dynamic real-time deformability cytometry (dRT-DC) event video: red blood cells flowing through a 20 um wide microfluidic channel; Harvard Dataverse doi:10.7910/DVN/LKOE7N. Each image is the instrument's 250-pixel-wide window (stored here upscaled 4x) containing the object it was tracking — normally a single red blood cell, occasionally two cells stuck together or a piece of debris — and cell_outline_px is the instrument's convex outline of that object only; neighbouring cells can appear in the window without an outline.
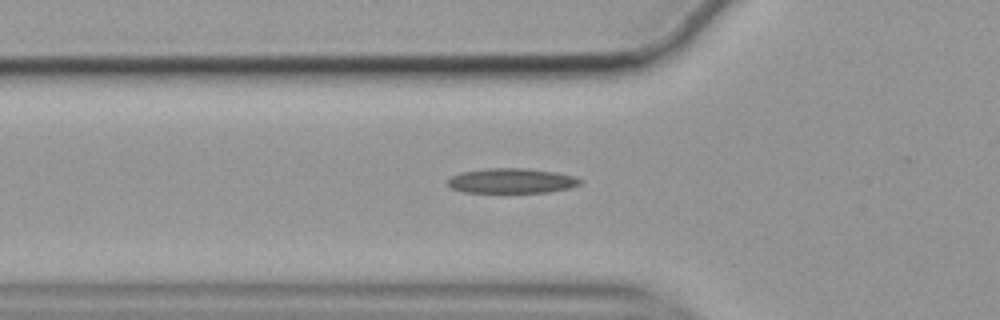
{"species": "common noctule bat (a hibernating species)", "species_latin": "Nyctalus noctula", "temperature_condition": "cold", "stored_images_in_passage": 26, "camera_frame_rate_fps": 3000, "um_per_image_px": 0.085, "animal": {"sex": "female", "body_mass_g": 19.9}, "frame": {"image": 1, "passage_image": 18, "time_ms": 5.667, "image_size_px": [1000, 320], "cell_outline_px": [[584, 180], [580, 184], [572, 188], [548, 192], [464, 192], [452, 188], [448, 184], [448, 180], [452, 176], [460, 172], [484, 168], [528, 168], [552, 172], [572, 176]], "centroid_in_image_um": [43.49, 15.36], "position_along_channel_um": 82.3, "area_um2": 19.19}}
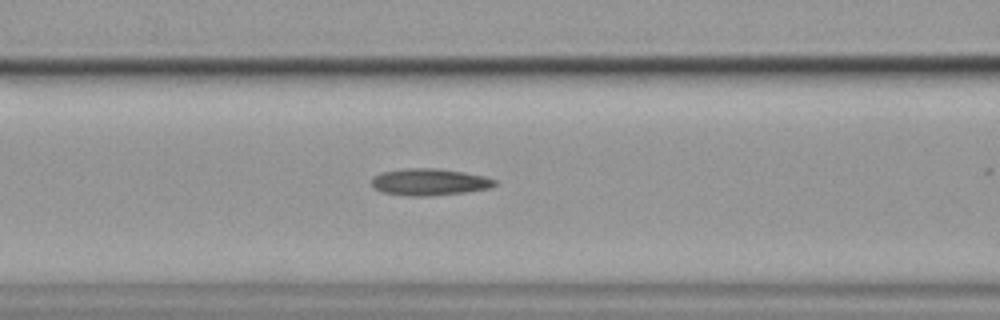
{"frame": {"image": 2, "passage_image": 22, "time_ms": 7.0, "image_size_px": [1000, 320], "cell_outline_px": [[496, 184], [488, 188], [464, 192], [432, 196], [408, 196], [380, 192], [372, 188], [372, 176], [380, 172], [404, 168], [436, 168], [464, 172], [484, 176], [496, 180]], "centroid_in_image_um": [36.43, 15.47], "position_along_channel_um": 130.2, "area_um2": 19.42}}
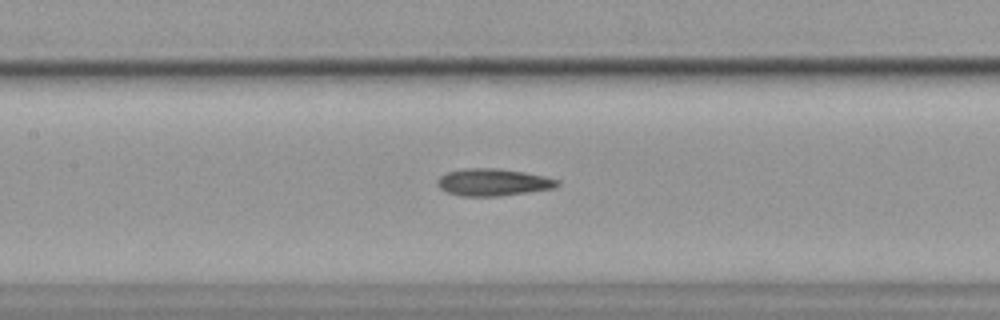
{"frame": {"image": 3, "passage_image": 25, "time_ms": 8.0, "image_size_px": [1000, 320], "cell_outline_px": [[560, 184], [556, 188], [500, 196], [460, 196], [448, 192], [440, 188], [436, 184], [436, 180], [440, 176], [448, 172], [464, 168], [496, 168], [524, 172], [544, 176], [560, 180]], "centroid_in_image_um": [41.92, 15.49], "position_along_channel_um": 165.5, "area_um2": 19.07}}